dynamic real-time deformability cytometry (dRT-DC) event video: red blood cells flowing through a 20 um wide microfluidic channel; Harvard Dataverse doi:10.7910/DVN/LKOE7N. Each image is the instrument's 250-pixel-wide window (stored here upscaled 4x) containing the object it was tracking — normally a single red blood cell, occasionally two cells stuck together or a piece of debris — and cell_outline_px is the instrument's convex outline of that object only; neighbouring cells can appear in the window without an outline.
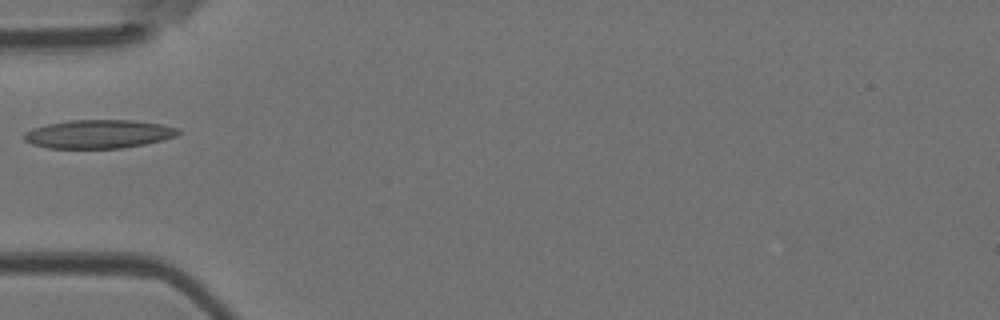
{"species": "Egyptian fruit bat (a non-hibernating species)", "species_latin": "Rousettus aegyptiacus", "temperature_condition": "room temperature", "stored_images_in_passage": 5, "camera_frame_rate_fps": 3000, "um_per_image_px": 0.085, "animal": {"sex": "female"}, "frame": {"image": 1, "passage_image": 5, "time_ms": 5.333, "image_size_px": [1000, 320], "cell_outline_px": [[180, 132], [176, 136], [144, 144], [120, 148], [48, 148], [32, 144], [24, 140], [24, 136], [32, 128], [48, 124], [68, 120], [132, 120], [160, 124], [180, 128]], "centroid_in_image_um": [8.39, 11.39], "position_along_channel_um": 76.6, "area_um2": 25.43}}